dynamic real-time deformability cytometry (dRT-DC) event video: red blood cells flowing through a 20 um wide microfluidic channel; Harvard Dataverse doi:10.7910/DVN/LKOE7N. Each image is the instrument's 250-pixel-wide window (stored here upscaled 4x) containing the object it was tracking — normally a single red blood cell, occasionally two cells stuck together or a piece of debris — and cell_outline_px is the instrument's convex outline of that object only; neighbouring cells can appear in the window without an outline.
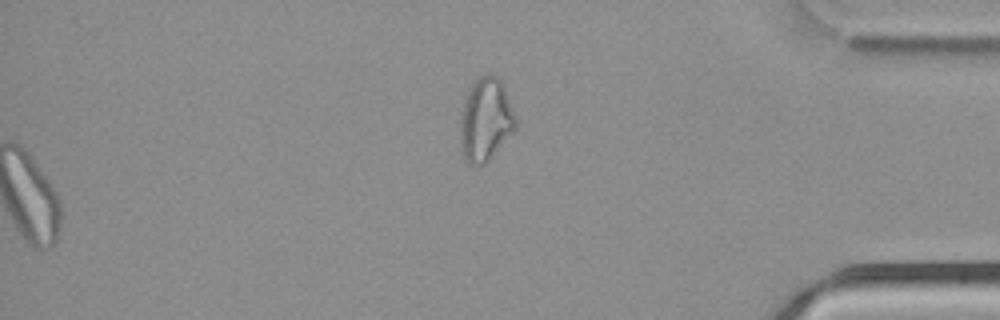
{"species": "common noctule bat (a hibernating species)", "species_latin": "Nyctalus noctula", "temperature_condition": "cold", "stored_images_in_passage": 52, "segment_of_instrument_passage": [2, 2], "camera_frame_rate_fps": 3000, "um_per_image_px": 0.085, "animal": {"sex": "male", "body_mass_g": 21.5, "forearm_length_mm": 52.0}, "frame": {"image": 1, "passage_image": 52, "time_ms": 17.0, "image_size_px": [1000, 320], "cell_outline_px": [[516, 128], [488, 160], [484, 164], [468, 164], [464, 156], [460, 144], [460, 112], [468, 92], [472, 84], [484, 72], [492, 72], [504, 84], [516, 120]], "centroid_in_image_um": [41.26, 10.12], "position_along_channel_um": 393.9, "area_um2": 26.76}}